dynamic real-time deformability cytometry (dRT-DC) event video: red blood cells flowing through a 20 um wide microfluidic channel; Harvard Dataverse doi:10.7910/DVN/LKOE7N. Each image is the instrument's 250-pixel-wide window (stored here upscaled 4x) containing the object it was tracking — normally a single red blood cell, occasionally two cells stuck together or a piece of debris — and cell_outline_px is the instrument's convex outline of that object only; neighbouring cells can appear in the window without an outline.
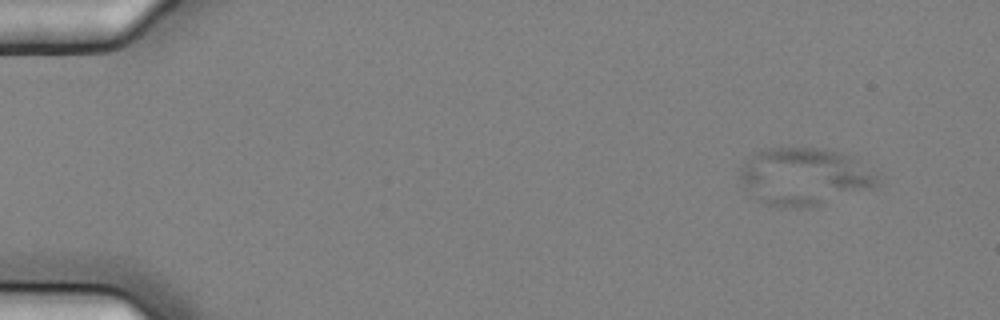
{"species": "common noctule bat (a hibernating species)", "species_latin": "Nyctalus noctula", "temperature_condition": "cold", "stored_images_in_passage": 9, "camera_frame_rate_fps": 3000, "um_per_image_px": 0.085, "animal": {"sex": "female", "body_mass_g": 25.1}, "frame": {"image": 1, "passage_image": 2, "time_ms": 0.333, "image_size_px": [1000, 320], "cell_outline_px": [[880, 184], [872, 188], [816, 208], [780, 208], [768, 204], [752, 196], [744, 188], [736, 176], [740, 168], [748, 156], [764, 148], [816, 148], [840, 152], [852, 156], [860, 160], [880, 172]], "centroid_in_image_um": [68.4, 15.03], "position_along_channel_um": 16.6, "area_um2": 47.57}}
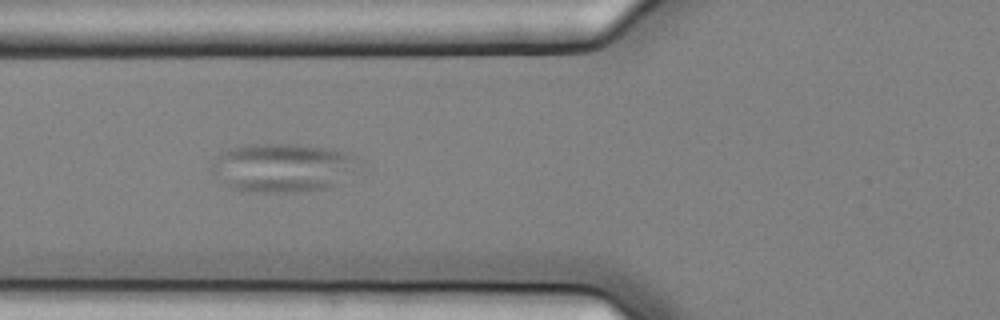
{"frame": {"image": 2, "passage_image": 7, "time_ms": 2.0, "image_size_px": [1000, 320], "cell_outline_px": [[364, 160], [352, 172], [328, 188], [296, 192], [256, 192], [232, 188], [220, 184], [208, 168], [228, 148], [248, 144], [296, 144], [328, 148], [356, 156]], "centroid_in_image_um": [23.99, 14.25], "position_along_channel_um": 101.8, "area_um2": 41.85}}
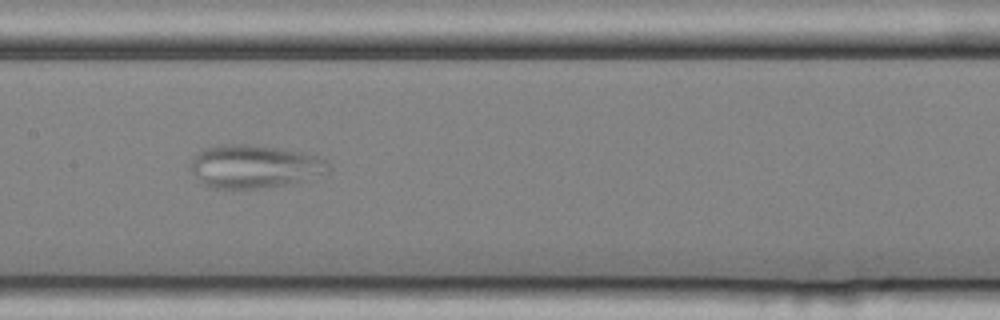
{"frame": {"image": 3, "passage_image": 9, "time_ms": 2.667, "image_size_px": [1000, 320], "cell_outline_px": [[332, 168], [328, 172], [304, 180], [284, 184], [256, 188], [208, 188], [188, 168], [192, 160], [204, 148], [220, 144], [256, 144], [280, 148], [324, 156], [328, 160]], "centroid_in_image_um": [21.67, 14.12], "position_along_channel_um": 185.7, "area_um2": 34.91}}